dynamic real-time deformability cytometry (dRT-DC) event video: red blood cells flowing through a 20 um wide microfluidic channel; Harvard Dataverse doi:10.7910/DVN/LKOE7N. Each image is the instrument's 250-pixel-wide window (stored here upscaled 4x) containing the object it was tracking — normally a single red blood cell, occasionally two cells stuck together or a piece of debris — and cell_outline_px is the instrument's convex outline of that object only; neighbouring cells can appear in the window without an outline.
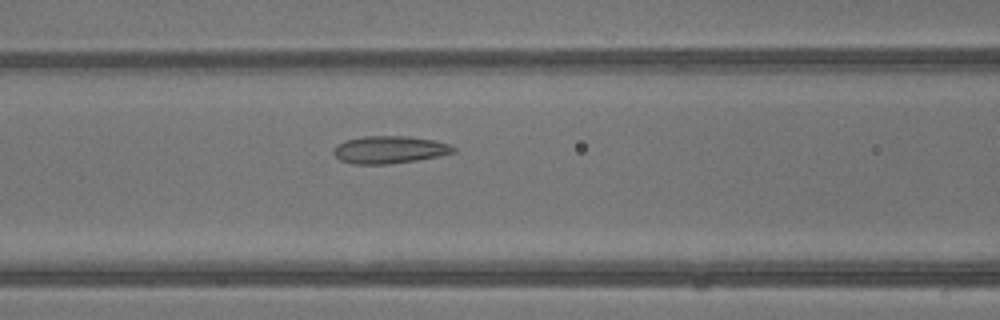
{"species": "common noctule bat (a hibernating species)", "species_latin": "Nyctalus noctula", "temperature_condition": "warm", "stored_images_in_passage": 33, "camera_frame_rate_fps": 3000, "um_per_image_px": 0.085, "animal": {"sex": "male", "body_mass_g": 13.3}, "frame": {"image": 1, "passage_image": 9, "time_ms": 2.667, "image_size_px": [1000, 320], "cell_outline_px": [[456, 152], [440, 156], [416, 160], [388, 164], [352, 164], [340, 160], [332, 152], [332, 148], [344, 140], [364, 136], [408, 136], [436, 140], [448, 144], [456, 148]], "centroid_in_image_um": [33.1, 12.72], "position_along_channel_um": 133.5, "area_um2": 19.36}}
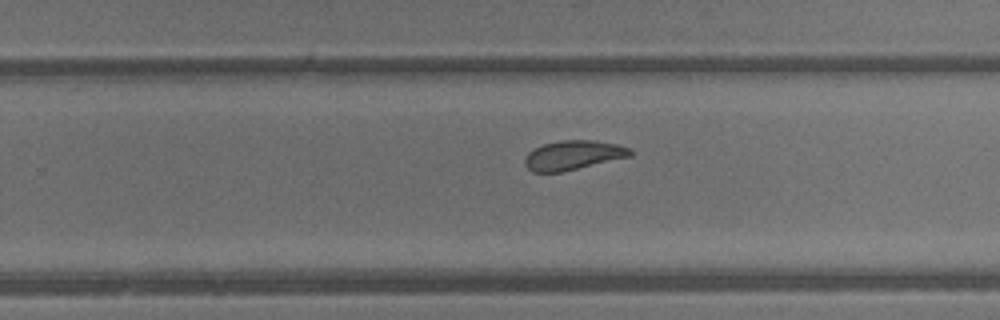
{"frame": {"image": 2, "passage_image": 18, "time_ms": 5.667, "image_size_px": [1000, 320], "cell_outline_px": [[632, 156], [560, 172], [532, 172], [524, 164], [524, 156], [532, 148], [544, 144], [560, 140], [592, 140], [616, 144], [632, 148]], "centroid_in_image_um": [48.69, 13.18], "position_along_channel_um": 281.1, "area_um2": 18.09}}
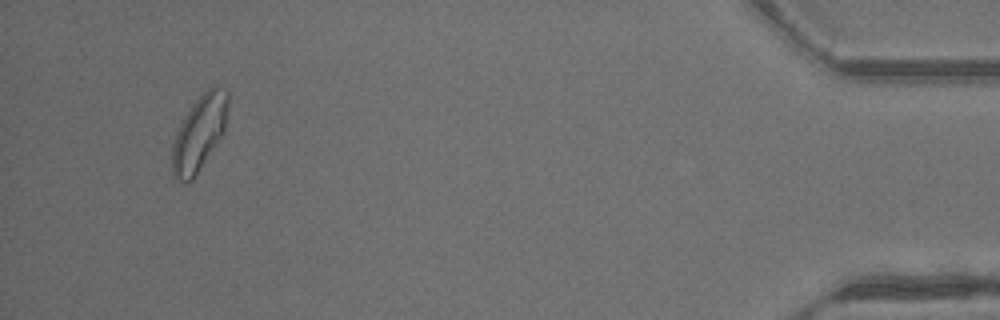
{"frame": {"image": 3, "passage_image": 31, "time_ms": 10.0, "image_size_px": [1000, 320], "cell_outline_px": [[228, 104], [224, 132], [192, 180], [188, 184], [180, 184], [172, 176], [172, 144], [180, 120], [192, 104], [212, 84], [216, 84], [224, 88], [228, 92]], "centroid_in_image_um": [16.91, 11.31], "position_along_channel_um": 418.3, "area_um2": 24.85}, "authors_computed_cell_mechanics": {"area_um2": 19.5364, "velocity_mm_per_s": 4.934, "shape_relaxation_time_tau1_ms": 7.6355, "shape_relaxation_time_tau2_ms": 1.1824, "deformation_change_tau1": 0.1829, "deformation_change_tau2": 0.0813}}